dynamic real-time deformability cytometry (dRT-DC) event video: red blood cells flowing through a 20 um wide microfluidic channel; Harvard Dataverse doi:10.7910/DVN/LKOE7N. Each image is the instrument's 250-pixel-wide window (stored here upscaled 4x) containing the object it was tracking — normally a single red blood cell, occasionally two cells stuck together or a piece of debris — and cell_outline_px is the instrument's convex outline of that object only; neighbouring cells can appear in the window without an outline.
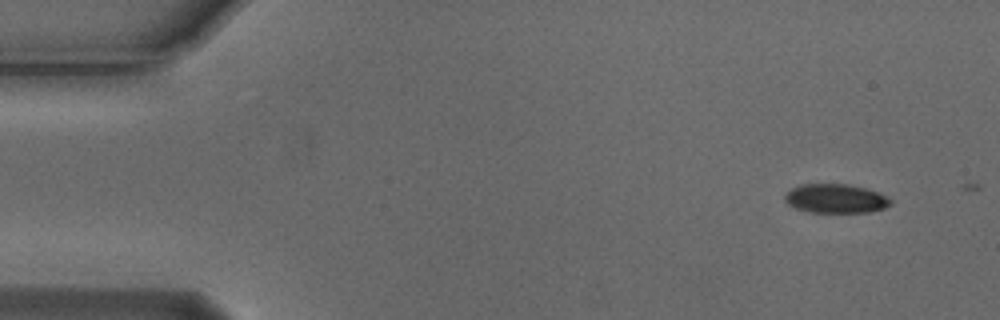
{"species": "Egyptian fruit bat (a non-hibernating species)", "species_latin": "Rousettus aegyptiacus", "temperature_condition": "cold", "stored_images_in_passage": 2, "camera_frame_rate_fps": 3000, "um_per_image_px": 0.085, "animal": {"sex": "male"}, "frame": {"image": 1, "passage_image": 1, "time_ms": 0.0, "image_size_px": [1000, 320], "cell_outline_px": [[892, 204], [884, 208], [868, 212], [808, 212], [796, 208], [788, 204], [784, 200], [784, 196], [792, 188], [800, 184], [848, 184], [880, 192], [888, 196], [892, 200]], "centroid_in_image_um": [71.05, 16.87], "position_along_channel_um": 13.9, "area_um2": 17.98}}